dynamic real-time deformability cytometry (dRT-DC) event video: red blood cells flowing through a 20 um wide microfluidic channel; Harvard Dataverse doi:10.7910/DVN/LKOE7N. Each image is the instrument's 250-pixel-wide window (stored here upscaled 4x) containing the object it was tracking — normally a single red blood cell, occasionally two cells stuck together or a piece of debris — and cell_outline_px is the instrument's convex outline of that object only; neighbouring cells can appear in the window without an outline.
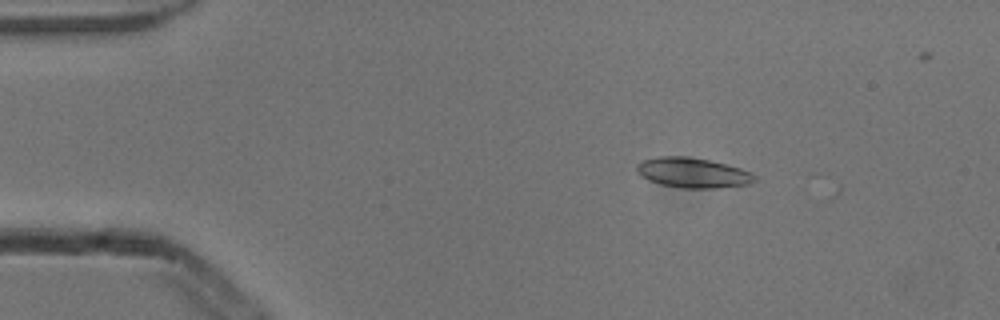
{"species": "common noctule bat (a hibernating species)", "species_latin": "Nyctalus noctula", "temperature_condition": "cold", "stored_images_in_passage": 4, "camera_frame_rate_fps": 3000, "um_per_image_px": 0.085, "animal": {"sex": "male", "body_mass_g": 13.3}, "frame": {"image": 1, "passage_image": 2, "time_ms": 0.333, "image_size_px": [1000, 320], "cell_outline_px": [[756, 180], [748, 184], [716, 188], [680, 188], [660, 184], [648, 180], [640, 176], [636, 172], [636, 164], [640, 160], [656, 156], [684, 156], [708, 160], [728, 164], [752, 172], [756, 176]], "centroid_in_image_um": [58.84, 14.68], "position_along_channel_um": 26.2, "area_um2": 20.92}}